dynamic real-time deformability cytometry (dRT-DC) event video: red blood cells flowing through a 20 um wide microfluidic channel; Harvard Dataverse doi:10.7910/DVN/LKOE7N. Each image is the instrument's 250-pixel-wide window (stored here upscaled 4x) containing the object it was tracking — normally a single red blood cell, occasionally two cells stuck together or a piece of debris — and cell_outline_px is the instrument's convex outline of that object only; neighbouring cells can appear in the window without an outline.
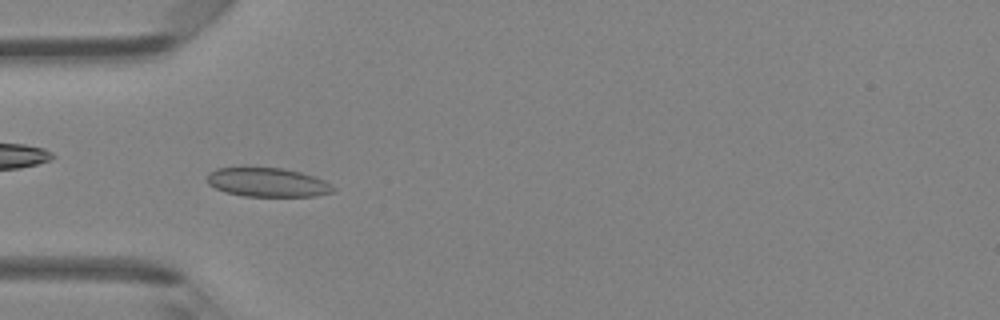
{"species": "Egyptian fruit bat (a non-hibernating species)", "species_latin": "Rousettus aegyptiacus", "temperature_condition": "room temperature", "stored_images_in_passage": 36, "camera_frame_rate_fps": 3000, "um_per_image_px": 0.085, "animal": {"sex": "female"}, "frame": {"image": 1, "passage_image": 5, "time_ms": 1.333, "image_size_px": [1000, 320], "cell_outline_px": [[336, 192], [316, 196], [244, 196], [224, 192], [208, 184], [208, 172], [216, 168], [244, 164], [284, 168], [300, 172], [324, 180], [336, 188]], "centroid_in_image_um": [22.69, 15.45], "position_along_channel_um": 62.3, "area_um2": 22.25}}
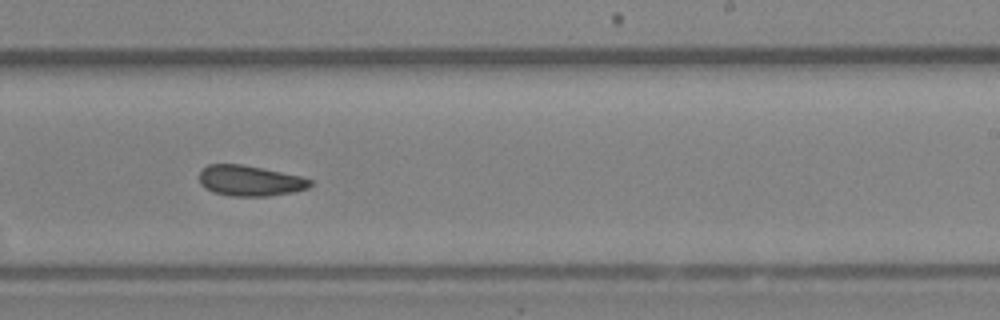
{"frame": {"image": 2, "passage_image": 19, "time_ms": 6.0, "image_size_px": [1000, 320], "cell_outline_px": [[312, 184], [308, 188], [292, 192], [268, 196], [232, 196], [212, 192], [204, 188], [200, 184], [200, 168], [208, 164], [240, 164], [300, 176], [312, 180]], "centroid_in_image_um": [21.2, 15.36], "position_along_channel_um": 267.8, "area_um2": 19.71}}
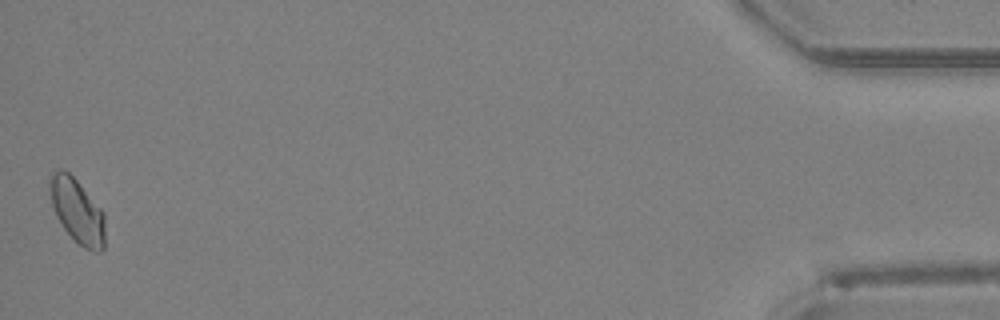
{"frame": {"image": 3, "passage_image": 36, "time_ms": 11.667, "image_size_px": [1000, 320], "cell_outline_px": [[104, 248], [100, 252], [92, 252], [84, 248], [64, 228], [56, 216], [52, 204], [48, 188], [48, 180], [52, 172], [60, 168], [64, 168], [76, 180], [104, 212]], "centroid_in_image_um": [6.54, 17.91], "position_along_channel_um": 428.7, "area_um2": 20.69}}